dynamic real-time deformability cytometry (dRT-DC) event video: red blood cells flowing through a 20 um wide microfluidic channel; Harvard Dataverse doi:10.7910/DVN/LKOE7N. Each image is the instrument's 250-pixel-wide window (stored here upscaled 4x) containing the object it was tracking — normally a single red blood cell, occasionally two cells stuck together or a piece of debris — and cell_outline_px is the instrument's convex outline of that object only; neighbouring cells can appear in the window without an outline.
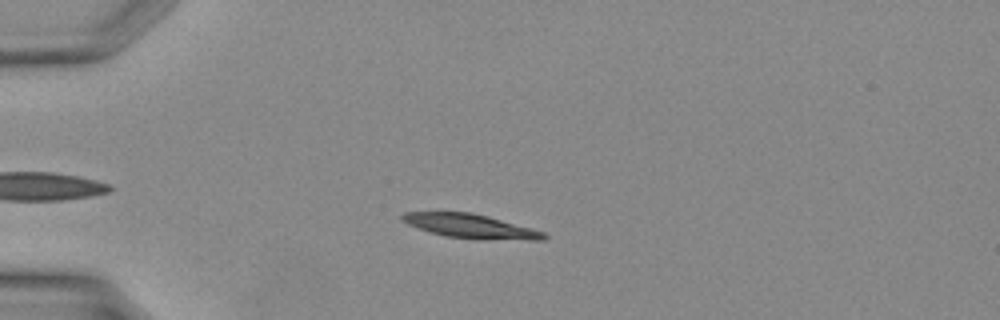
{"species": "Egyptian fruit bat (a non-hibernating species)", "species_latin": "Rousettus aegyptiacus", "temperature_condition": "warm", "stored_images_in_passage": 33, "camera_frame_rate_fps": 3000, "um_per_image_px": 0.085, "animal": {"sex": "female"}, "frame": {"image": 1, "passage_image": 6, "time_ms": 1.667, "image_size_px": [1000, 320], "cell_outline_px": [[548, 236], [544, 240], [532, 240], [444, 236], [408, 224], [400, 220], [400, 216], [404, 212], [472, 212], [544, 232]], "centroid_in_image_um": [39.95, 19.2], "position_along_channel_um": 45.1, "area_um2": 19.07}}
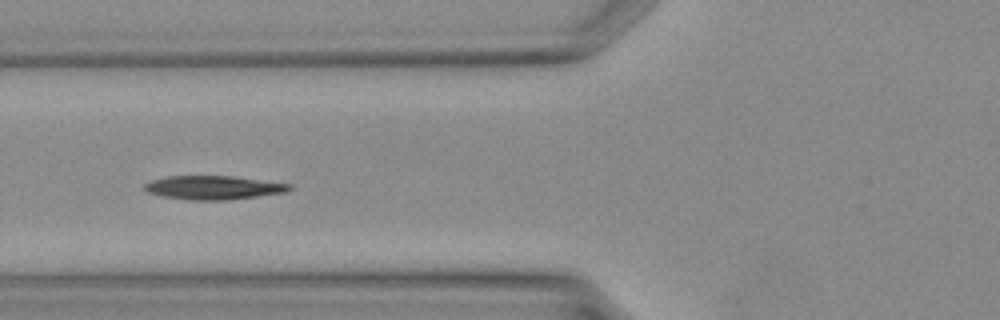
{"frame": {"image": 2, "passage_image": 11, "time_ms": 3.333, "image_size_px": [1000, 320], "cell_outline_px": [[292, 188], [288, 192], [228, 200], [192, 200], [160, 196], [148, 192], [144, 188], [144, 184], [152, 180], [168, 176], [232, 176], [292, 184]], "centroid_in_image_um": [18.16, 15.95], "position_along_channel_um": 107.6, "area_um2": 20.06}}
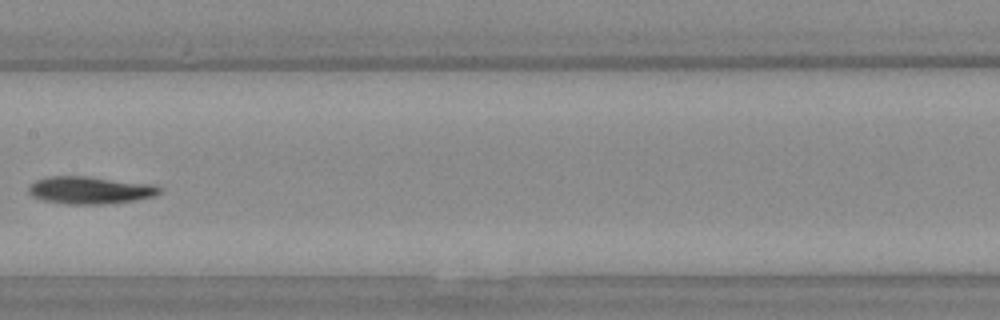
{"frame": {"image": 3, "passage_image": 16, "time_ms": 5.0, "image_size_px": [1000, 320], "cell_outline_px": [[160, 192], [156, 196], [136, 200], [104, 204], [68, 204], [44, 200], [32, 196], [28, 192], [28, 188], [36, 180], [48, 176], [88, 176], [152, 184], [160, 188]], "centroid_in_image_um": [7.66, 16.16], "position_along_channel_um": 199.7, "area_um2": 20.87}}